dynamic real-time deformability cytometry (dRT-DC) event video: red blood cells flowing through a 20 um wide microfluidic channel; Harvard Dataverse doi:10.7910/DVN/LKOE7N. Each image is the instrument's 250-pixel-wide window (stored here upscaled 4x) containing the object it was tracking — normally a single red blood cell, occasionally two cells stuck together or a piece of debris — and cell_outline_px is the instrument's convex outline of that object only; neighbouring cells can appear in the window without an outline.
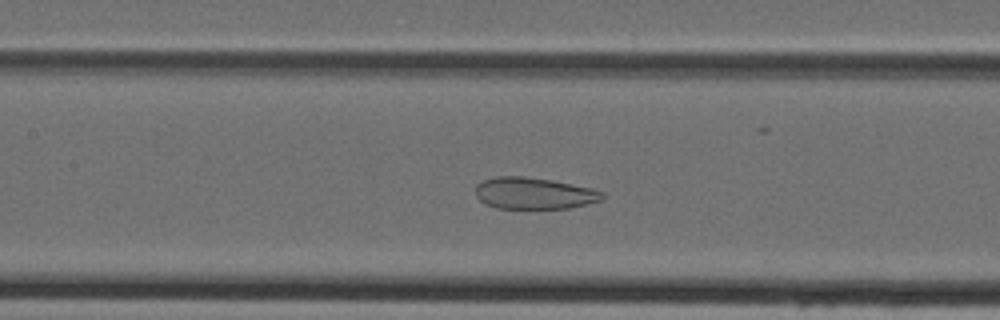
{"species": "Egyptian fruit bat (a non-hibernating species)", "species_latin": "Rousettus aegyptiacus", "temperature_condition": "cold", "stored_images_in_passage": 43, "camera_frame_rate_fps": 3000, "um_per_image_px": 0.085, "animal": {"sex": "female"}, "frame": {"image": 1, "passage_image": 17, "time_ms": 5.333, "image_size_px": [1000, 320], "cell_outline_px": [[604, 196], [600, 200], [568, 208], [496, 208], [480, 200], [476, 196], [476, 184], [484, 180], [496, 176], [524, 176], [552, 180], [592, 188], [604, 192]], "centroid_in_image_um": [45.37, 16.42], "position_along_channel_um": 162.0, "area_um2": 23.18}}
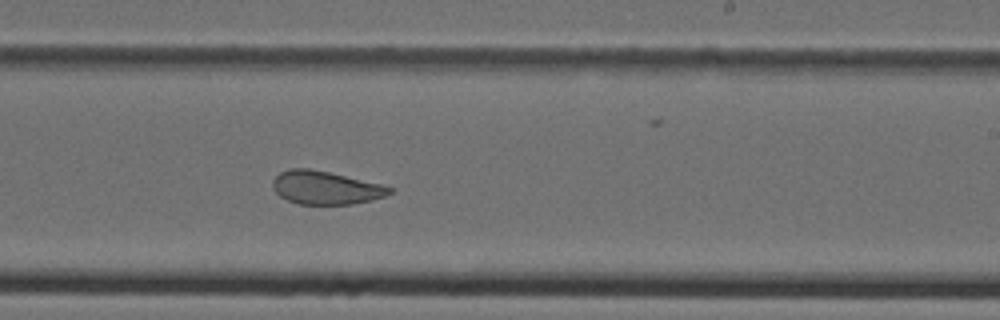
{"frame": {"image": 2, "passage_image": 24, "time_ms": 7.667, "image_size_px": [1000, 320], "cell_outline_px": [[392, 192], [384, 196], [372, 200], [352, 204], [300, 204], [288, 200], [280, 196], [272, 188], [272, 180], [280, 172], [288, 168], [308, 168], [328, 172], [384, 184], [392, 188]], "centroid_in_image_um": [27.67, 15.95], "position_along_channel_um": 261.3, "area_um2": 22.66}}
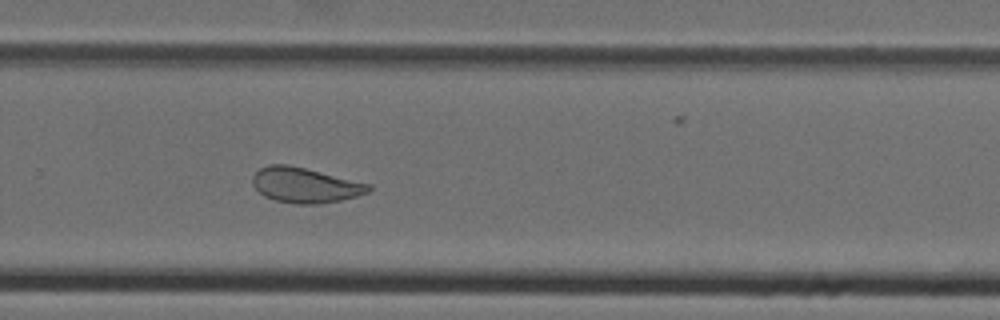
{"frame": {"image": 3, "passage_image": 27, "time_ms": 8.667, "image_size_px": [1000, 320], "cell_outline_px": [[372, 188], [368, 192], [356, 196], [340, 200], [320, 204], [296, 204], [276, 200], [264, 196], [252, 184], [252, 176], [260, 168], [268, 164], [288, 164], [372, 184]], "centroid_in_image_um": [25.93, 15.73], "position_along_channel_um": 303.9, "area_um2": 23.76}}